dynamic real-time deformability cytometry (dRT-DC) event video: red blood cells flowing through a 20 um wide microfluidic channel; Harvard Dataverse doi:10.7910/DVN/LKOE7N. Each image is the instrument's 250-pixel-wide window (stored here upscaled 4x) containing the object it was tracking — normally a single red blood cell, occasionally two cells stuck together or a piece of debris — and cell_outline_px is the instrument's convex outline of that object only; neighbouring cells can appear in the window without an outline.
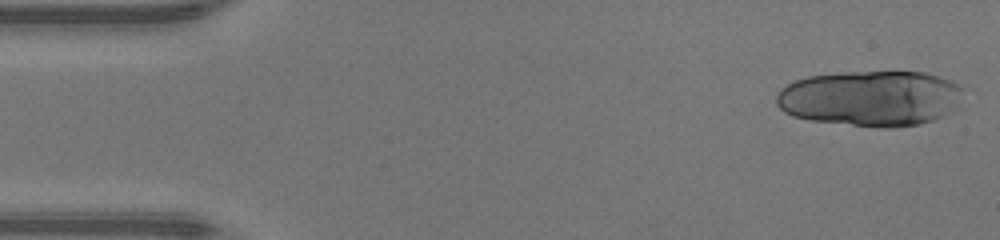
{"species": "human", "species_latin": "Homo sapiens", "temperature_condition": "warm", "stored_images_in_passage": 8, "camera_frame_rate_fps": 3000, "um_per_image_px": 0.085, "donor": {"sex": "male"}, "frame": {"image": 1, "passage_image": 1, "time_ms": 0.0, "image_size_px": [1000, 240], "cell_outline_px": [[964, 108], [944, 116], [920, 124], [892, 128], [884, 128], [812, 120], [792, 116], [784, 112], [776, 104], [776, 96], [780, 88], [796, 80], [808, 76], [844, 72], [924, 72], [960, 84], [964, 88]], "centroid_in_image_um": [74.1, 8.36], "position_along_channel_um": 10.9, "area_um2": 61.5}}